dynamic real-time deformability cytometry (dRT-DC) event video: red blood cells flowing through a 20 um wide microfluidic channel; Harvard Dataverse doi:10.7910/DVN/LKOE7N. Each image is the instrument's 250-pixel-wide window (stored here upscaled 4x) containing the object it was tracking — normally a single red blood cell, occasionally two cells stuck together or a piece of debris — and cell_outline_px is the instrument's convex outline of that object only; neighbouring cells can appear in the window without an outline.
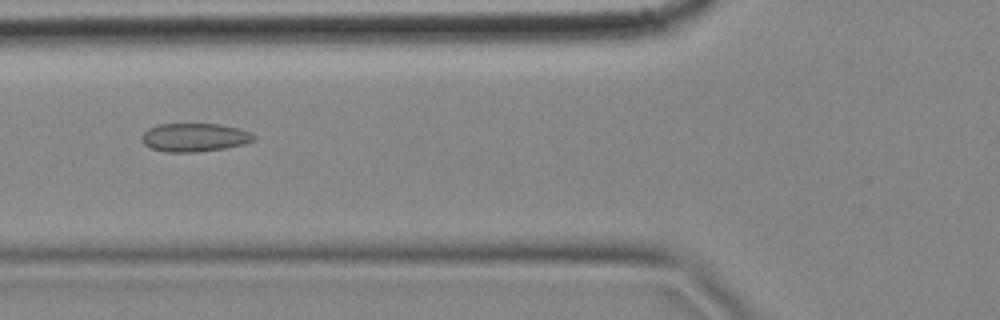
{"species": "common noctule bat (a hibernating species)", "species_latin": "Nyctalus noctula", "temperature_condition": "cold", "stored_images_in_passage": 14, "camera_frame_rate_fps": 3000, "um_per_image_px": 0.085, "animal": {"sex": "female", "body_mass_g": 18.4}, "frame": {"image": 1, "passage_image": 5, "time_ms": 1.333, "image_size_px": [1000, 320], "cell_outline_px": [[256, 140], [244, 144], [224, 148], [196, 152], [164, 152], [152, 148], [144, 144], [140, 136], [148, 128], [156, 124], [220, 124], [236, 128], [248, 132], [256, 136]], "centroid_in_image_um": [16.5, 11.68], "position_along_channel_um": 109.3, "area_um2": 18.55}}